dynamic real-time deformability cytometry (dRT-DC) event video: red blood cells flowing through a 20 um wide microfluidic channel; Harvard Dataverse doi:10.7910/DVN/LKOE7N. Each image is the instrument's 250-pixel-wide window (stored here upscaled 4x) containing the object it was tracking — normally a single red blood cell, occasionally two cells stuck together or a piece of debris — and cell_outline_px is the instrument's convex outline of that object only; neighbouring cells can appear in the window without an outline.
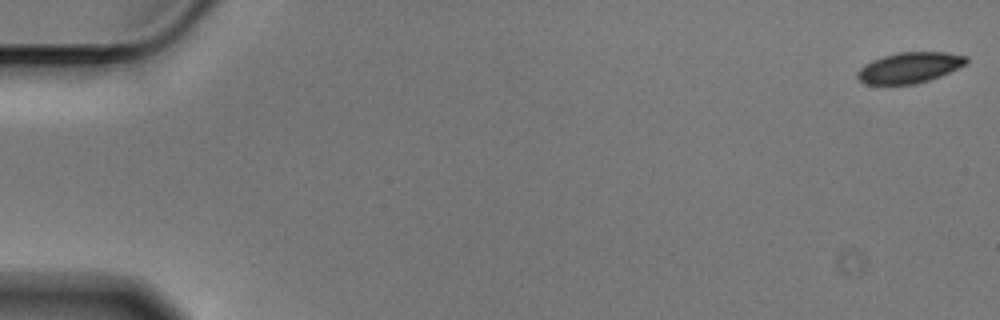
{"species": "Egyptian fruit bat (a non-hibernating species)", "species_latin": "Rousettus aegyptiacus", "temperature_condition": "cold", "stored_images_in_passage": 57, "camera_frame_rate_fps": 3000, "um_per_image_px": 0.085, "animal": {"sex": "male"}, "frame": {"image": 1, "passage_image": 1, "time_ms": 0.0, "image_size_px": [1000, 320], "cell_outline_px": [[968, 64], [940, 76], [916, 84], [864, 84], [856, 76], [856, 72], [864, 64], [872, 60], [884, 56], [900, 52], [948, 52], [968, 56]], "centroid_in_image_um": [77.33, 5.74], "position_along_channel_um": 7.7, "area_um2": 19.59}}
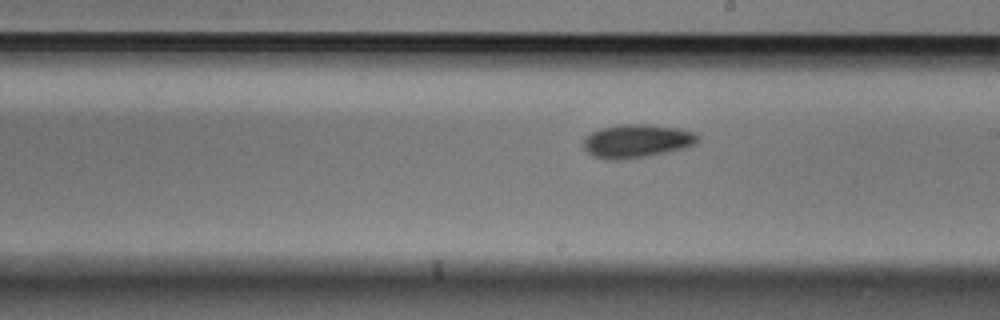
{"frame": {"image": 2, "passage_image": 33, "time_ms": 10.667, "image_size_px": [1000, 320], "cell_outline_px": [[700, 136], [696, 144], [688, 148], [648, 156], [616, 160], [608, 160], [592, 156], [584, 148], [584, 140], [592, 132], [600, 128], [620, 124], [644, 124], [680, 128], [692, 132]], "centroid_in_image_um": [54.16, 11.99], "position_along_channel_um": 234.8, "area_um2": 22.37}}
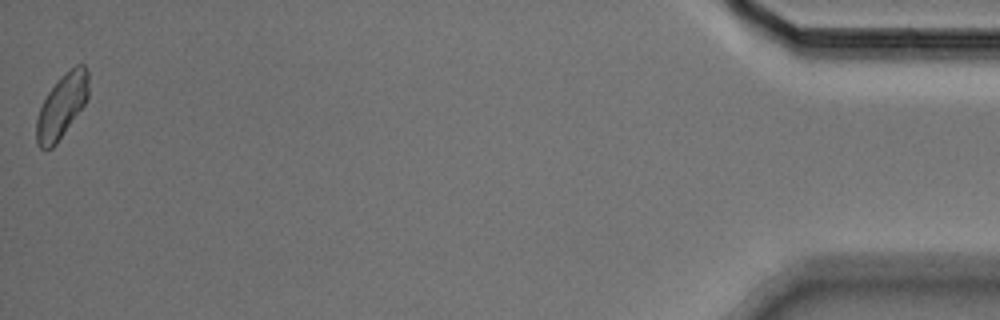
{"frame": {"image": 3, "passage_image": 57, "time_ms": 18.667, "image_size_px": [1000, 320], "cell_outline_px": [[88, 96], [84, 104], [56, 144], [52, 148], [40, 148], [36, 140], [36, 116], [48, 92], [76, 64], [84, 64], [88, 72]], "centroid_in_image_um": [5.24, 9.04], "position_along_channel_um": 430.0, "area_um2": 18.73}, "authors_computed_cell_mechanics": {"area_um2": 20.4034, "velocity_mm_per_s": 3.5541, "shape_relaxation_time_tau1_ms": 5.6244, "shape_relaxation_time_tau2_ms": null, "deformation_change_tau1": 0.0956, "deformation_change_tau2": null}}